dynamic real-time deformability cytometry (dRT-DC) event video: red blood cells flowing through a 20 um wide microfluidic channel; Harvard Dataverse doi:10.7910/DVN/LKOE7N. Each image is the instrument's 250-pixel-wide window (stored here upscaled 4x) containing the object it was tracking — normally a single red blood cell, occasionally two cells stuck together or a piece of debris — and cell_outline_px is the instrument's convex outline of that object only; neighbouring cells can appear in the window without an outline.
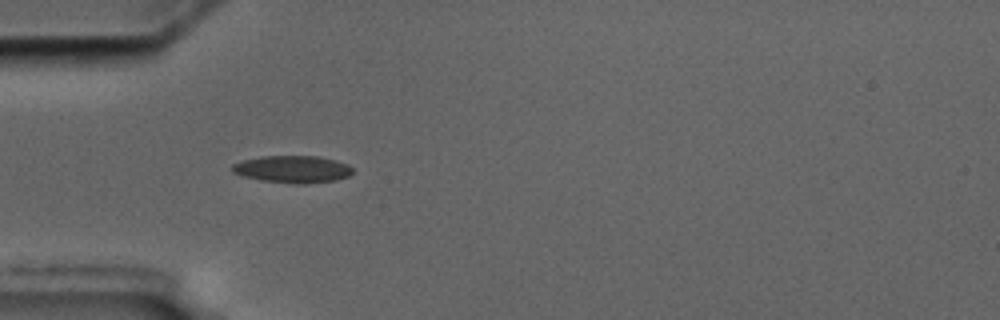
{"species": "common noctule bat (a hibernating species)", "species_latin": "Nyctalus noctula", "temperature_condition": "cold", "stored_images_in_passage": 40, "camera_frame_rate_fps": 3000, "um_per_image_px": 0.085, "animal": {"sex": "male", "body_mass_g": 17.5, "forearm_length_mm": 52.3}, "frame": {"image": 1, "passage_image": 1, "time_ms": 0.0, "image_size_px": [1000, 320], "cell_outline_px": [[352, 172], [348, 176], [336, 180], [304, 184], [296, 184], [260, 180], [244, 176], [232, 172], [232, 164], [244, 160], [264, 156], [316, 156], [336, 160], [348, 164], [352, 168]], "centroid_in_image_um": [24.88, 14.38], "position_along_channel_um": 60.1, "area_um2": 19.02}}
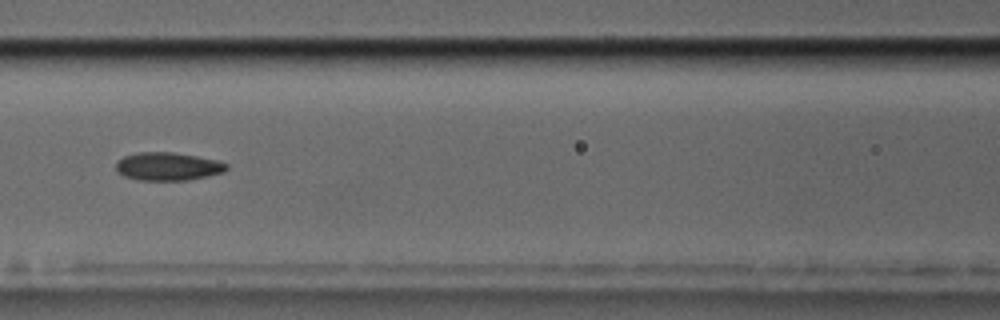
{"frame": {"image": 2, "passage_image": 9, "time_ms": 2.667, "image_size_px": [1000, 320], "cell_outline_px": [[228, 168], [224, 172], [208, 176], [188, 180], [140, 180], [124, 176], [116, 172], [116, 160], [124, 156], [136, 152], [172, 152], [196, 156], [216, 160], [228, 164]], "centroid_in_image_um": [14.24, 14.14], "position_along_channel_um": 152.4, "area_um2": 18.21}}
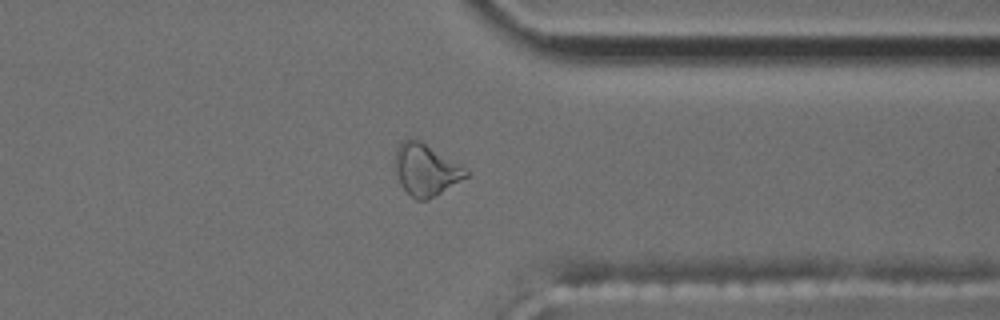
{"frame": {"image": 3, "passage_image": 28, "time_ms": 9.0, "image_size_px": [1000, 320], "cell_outline_px": [[468, 176], [436, 196], [428, 200], [416, 200], [400, 184], [396, 172], [396, 148], [400, 140], [412, 136], [420, 140], [464, 168], [468, 172]], "centroid_in_image_um": [36.16, 14.41], "position_along_channel_um": 375.2, "area_um2": 21.15}, "authors_computed_cell_mechanics": {"area_um2": 18.2359, "velocity_mm_per_s": 3.572, "shape_relaxation_time_tau1_ms": null, "shape_relaxation_time_tau2_ms": 4.9227, "deformation_change_tau1": null, "deformation_change_tau2": 0.1207}}